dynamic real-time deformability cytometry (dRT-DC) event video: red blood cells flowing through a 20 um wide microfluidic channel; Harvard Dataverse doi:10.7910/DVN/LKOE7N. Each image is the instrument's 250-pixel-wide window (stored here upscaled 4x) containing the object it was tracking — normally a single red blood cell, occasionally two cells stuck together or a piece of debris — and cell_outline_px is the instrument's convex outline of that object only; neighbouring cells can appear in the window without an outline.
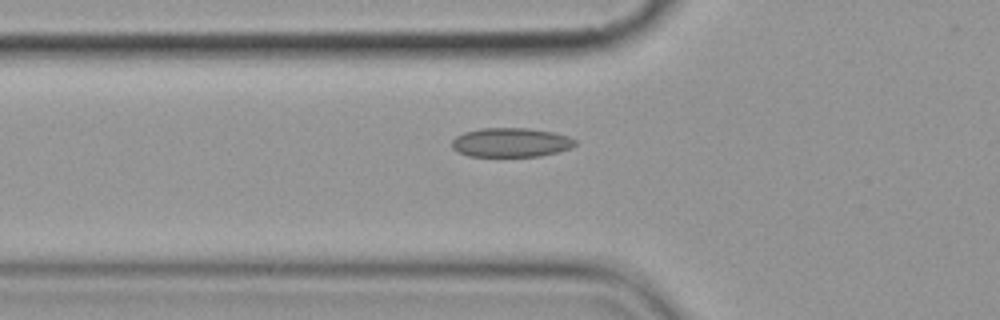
{"species": "common noctule bat (a hibernating species)", "species_latin": "Nyctalus noctula", "temperature_condition": "cold", "stored_images_in_passage": 6, "camera_frame_rate_fps": 3000, "um_per_image_px": 0.085, "animal": {"sex": "female", "body_mass_g": 19.9}, "frame": {"image": 1, "passage_image": 6, "time_ms": 6.0, "image_size_px": [1000, 320], "cell_outline_px": [[576, 144], [572, 148], [560, 152], [540, 156], [468, 156], [452, 148], [452, 140], [456, 136], [464, 132], [480, 128], [528, 128], [552, 132], [568, 136], [576, 140]], "centroid_in_image_um": [43.45, 12.11], "position_along_channel_um": 82.4, "area_um2": 21.04}}